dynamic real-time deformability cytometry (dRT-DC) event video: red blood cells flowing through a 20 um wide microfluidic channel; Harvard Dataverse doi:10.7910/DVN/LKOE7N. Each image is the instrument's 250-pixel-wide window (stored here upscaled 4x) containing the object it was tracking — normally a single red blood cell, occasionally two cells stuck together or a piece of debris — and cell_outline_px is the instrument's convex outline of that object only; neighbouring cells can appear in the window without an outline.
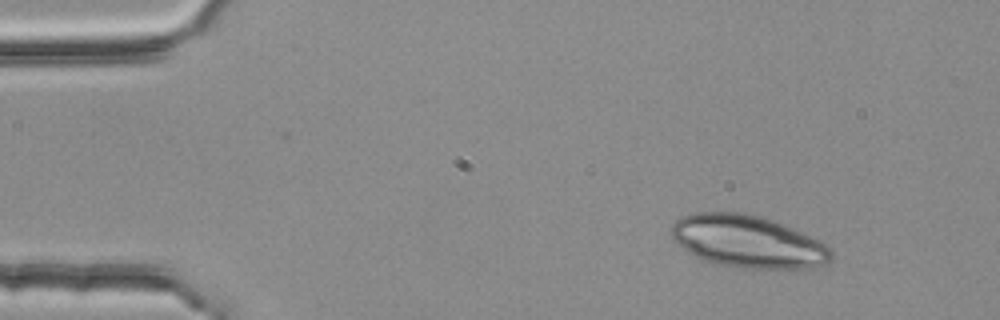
{"species": "common noctule bat (a hibernating species)", "species_latin": "Nyctalus noctula", "temperature_condition": "room temperature", "stored_images_in_passage": 3, "camera_frame_rate_fps": 3000, "um_per_image_px": 0.085, "animal": {"sex": "female", "body_mass_g": 25.1}, "frame": {"image": 1, "passage_image": 1, "time_ms": 0.0, "image_size_px": [1000, 320], "cell_outline_px": [[832, 260], [828, 264], [812, 268], [736, 268], [716, 264], [704, 260], [696, 256], [676, 244], [672, 236], [672, 224], [680, 216], [692, 212], [740, 212], [760, 216], [784, 224], [820, 240], [832, 252]], "centroid_in_image_um": [63.56, 20.53], "position_along_channel_um": 21.4, "area_um2": 49.07}}